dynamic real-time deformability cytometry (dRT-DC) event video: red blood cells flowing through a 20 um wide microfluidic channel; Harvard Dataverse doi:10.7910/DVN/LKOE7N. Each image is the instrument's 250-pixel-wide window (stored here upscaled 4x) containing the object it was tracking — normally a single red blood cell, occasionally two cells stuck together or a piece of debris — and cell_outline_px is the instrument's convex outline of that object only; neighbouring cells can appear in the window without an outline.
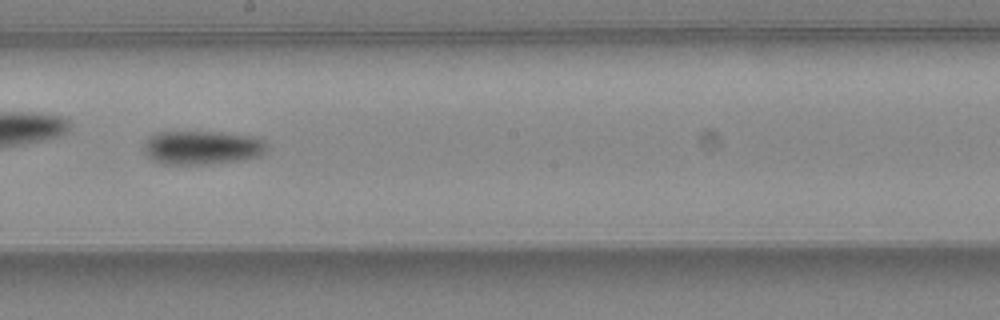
{"species": "common noctule bat (a hibernating species)", "species_latin": "Nyctalus noctula", "temperature_condition": "warm", "stored_images_in_passage": 34, "camera_frame_rate_fps": 3000, "um_per_image_px": 0.085, "animal": {"sex": "female", "body_mass_g": 24.6, "forearm_length_mm": 56.2}, "frame": {"image": 1, "passage_image": 15, "time_ms": 4.667, "image_size_px": [1000, 320], "cell_outline_px": [[268, 148], [260, 156], [240, 160], [208, 164], [160, 164], [152, 160], [144, 152], [144, 144], [148, 136], [156, 132], [220, 132], [256, 136], [264, 140], [268, 144]], "centroid_in_image_um": [17.19, 12.54], "position_along_channel_um": 231.0, "area_um2": 24.57}}
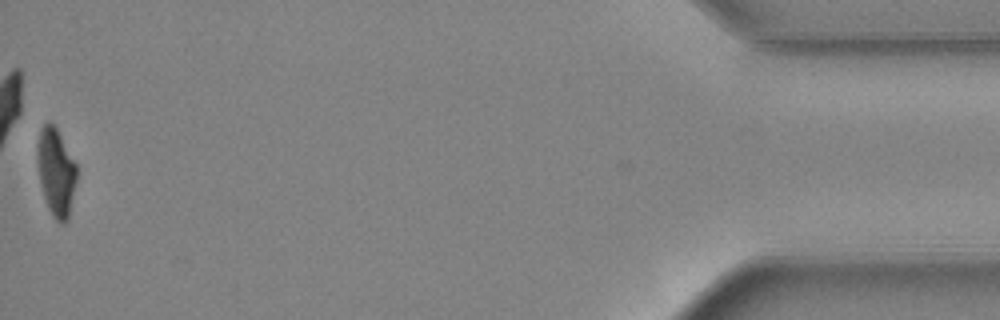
{"frame": {"image": 2, "passage_image": 34, "time_ms": 11.0, "image_size_px": [1000, 320], "cell_outline_px": [[76, 180], [68, 220], [64, 224], [60, 224], [52, 216], [48, 208], [44, 196], [40, 180], [36, 160], [36, 144], [40, 132], [44, 124], [48, 120], [56, 128], [76, 164]], "centroid_in_image_um": [4.74, 14.64], "position_along_channel_um": 430.5, "area_um2": 20.0}, "authors_computed_cell_mechanics": {"area_um2": 22.7443, "velocity_mm_per_s": 4.4903, "shape_relaxation_time_tau1_ms": 2.9569, "shape_relaxation_time_tau2_ms": 10.101, "deformation_change_tau1": 0.1249, "deformation_change_tau2": 0.2107}}